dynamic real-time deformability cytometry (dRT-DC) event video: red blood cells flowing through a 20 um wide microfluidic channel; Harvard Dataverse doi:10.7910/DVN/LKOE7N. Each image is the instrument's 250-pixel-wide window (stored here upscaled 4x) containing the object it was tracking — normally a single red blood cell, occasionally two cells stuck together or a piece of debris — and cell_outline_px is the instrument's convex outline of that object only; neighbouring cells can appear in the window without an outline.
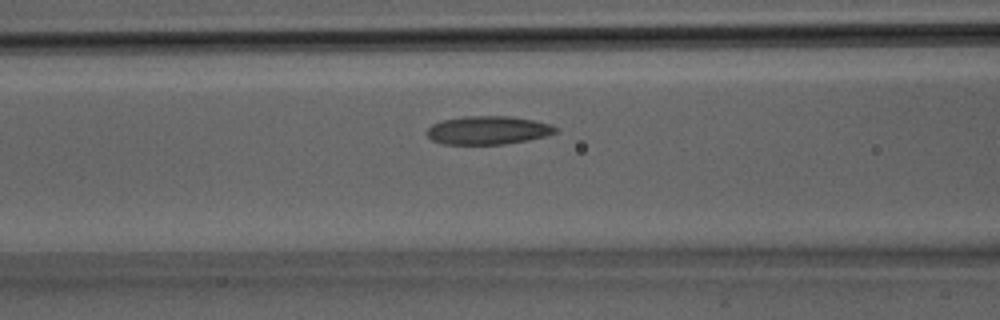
{"species": "Egyptian fruit bat (a non-hibernating species)", "species_latin": "Rousettus aegyptiacus", "temperature_condition": "room temperature", "stored_images_in_passage": 30, "camera_frame_rate_fps": 3000, "um_per_image_px": 0.085, "animal": {"sex": "male"}, "frame": {"image": 1, "passage_image": 11, "time_ms": 3.333, "image_size_px": [1000, 320], "cell_outline_px": [[556, 132], [544, 136], [528, 140], [504, 144], [444, 144], [432, 140], [424, 132], [432, 124], [444, 120], [464, 116], [508, 116], [532, 120], [552, 124], [556, 128]], "centroid_in_image_um": [41.44, 11.07], "position_along_channel_um": 125.2, "area_um2": 21.15}}
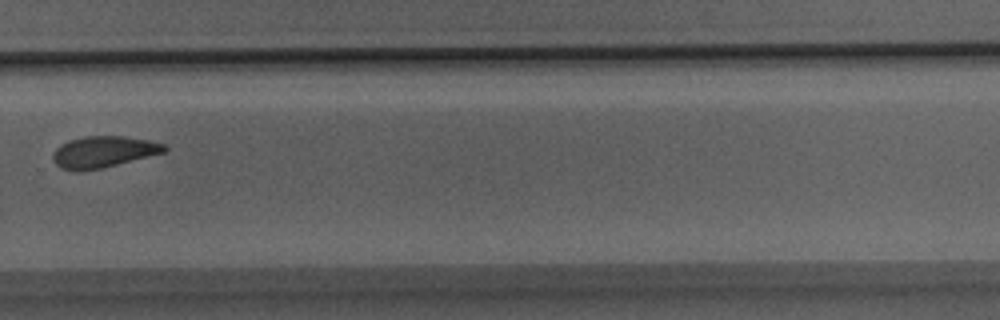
{"frame": {"image": 2, "passage_image": 20, "time_ms": 6.333, "image_size_px": [1000, 320], "cell_outline_px": [[168, 152], [100, 168], [80, 172], [60, 168], [52, 160], [52, 156], [56, 148], [60, 144], [68, 140], [84, 136], [124, 136], [148, 140], [164, 144], [168, 148]], "centroid_in_image_um": [8.78, 12.91], "position_along_channel_um": 321.0, "area_um2": 20.58}}
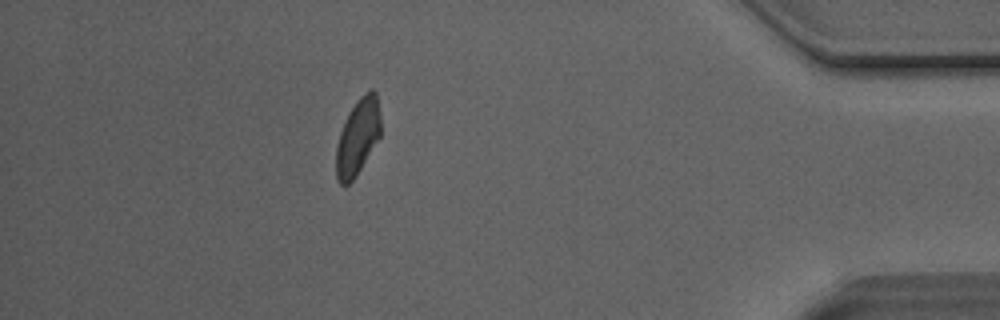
{"frame": {"image": 3, "passage_image": 26, "time_ms": 8.333, "image_size_px": [1000, 320], "cell_outline_px": [[380, 136], [356, 176], [344, 188], [336, 180], [336, 148], [340, 132], [348, 112], [356, 100], [368, 88], [372, 88], [376, 92], [380, 116]], "centroid_in_image_um": [30.4, 11.63], "position_along_channel_um": 404.8, "area_um2": 19.94}}